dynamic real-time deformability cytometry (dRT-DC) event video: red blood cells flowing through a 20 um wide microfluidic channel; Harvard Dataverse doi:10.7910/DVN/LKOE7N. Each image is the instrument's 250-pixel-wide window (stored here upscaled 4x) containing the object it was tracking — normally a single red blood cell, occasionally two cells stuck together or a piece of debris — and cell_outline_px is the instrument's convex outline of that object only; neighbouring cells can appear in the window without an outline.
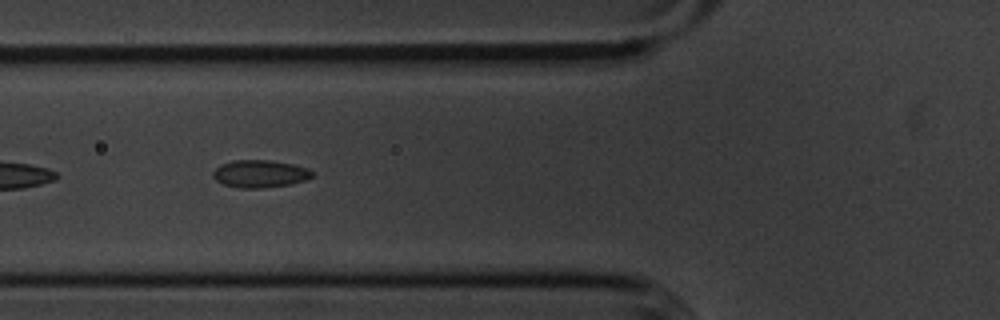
{"species": "common noctule bat (a hibernating species)", "species_latin": "Nyctalus noctula", "temperature_condition": "cold", "stored_images_in_passage": 42, "segment_of_instrument_passage": [1, 2], "camera_frame_rate_fps": 3000, "um_per_image_px": 0.085, "animal": {"sex": "male", "body_mass_g": 20.1, "forearm_length_mm": 53.5}, "frame": {"image": 1, "passage_image": 6, "time_ms": 1.667, "image_size_px": [1000, 320], "cell_outline_px": [[312, 176], [304, 180], [292, 184], [264, 188], [236, 188], [224, 184], [216, 180], [212, 176], [212, 172], [220, 164], [232, 160], [268, 160], [292, 164], [308, 168], [312, 172]], "centroid_in_image_um": [22.06, 14.77], "position_along_channel_um": 103.7, "area_um2": 15.95}}
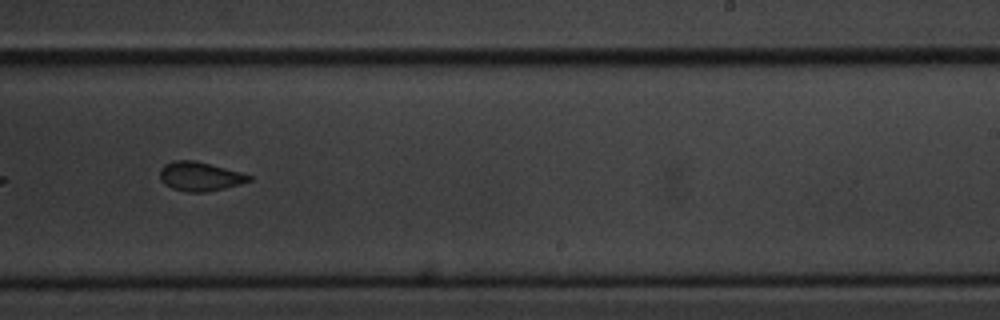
{"frame": {"image": 2, "passage_image": 20, "time_ms": 6.333, "image_size_px": [1000, 320], "cell_outline_px": [[252, 180], [240, 184], [224, 188], [204, 192], [188, 192], [172, 188], [164, 184], [160, 180], [160, 168], [164, 164], [172, 160], [196, 160], [240, 172], [252, 176]], "centroid_in_image_um": [16.96, 14.98], "position_along_channel_um": 272.0, "area_um2": 15.14}}
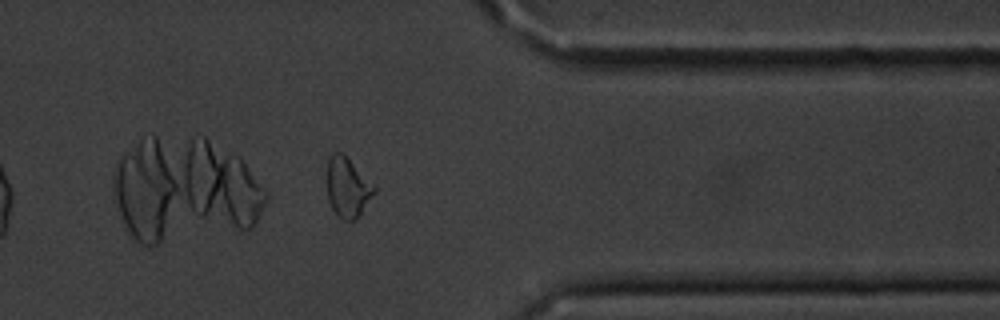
{"frame": {"image": 3, "passage_image": 30, "time_ms": 9.667, "image_size_px": [1000, 320], "cell_outline_px": [[376, 192], [356, 220], [344, 220], [332, 208], [328, 200], [328, 160], [332, 152], [344, 152], [376, 188]], "centroid_in_image_um": [29.56, 15.9], "position_along_channel_um": 381.8, "area_um2": 16.3}}